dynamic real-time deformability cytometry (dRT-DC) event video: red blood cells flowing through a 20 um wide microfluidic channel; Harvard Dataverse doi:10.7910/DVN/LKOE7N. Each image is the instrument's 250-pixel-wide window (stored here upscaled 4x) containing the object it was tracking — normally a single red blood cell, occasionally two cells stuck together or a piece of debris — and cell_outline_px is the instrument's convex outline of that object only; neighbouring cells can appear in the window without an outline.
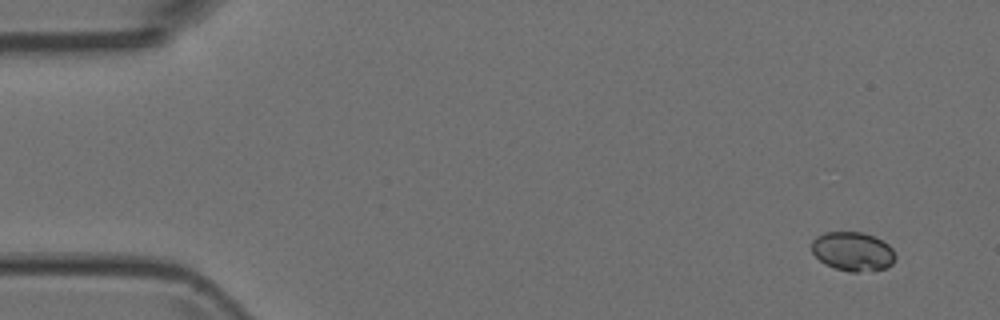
{"species": "Egyptian fruit bat (a non-hibernating species)", "species_latin": "Rousettus aegyptiacus", "temperature_condition": "room temperature", "stored_images_in_passage": 6, "camera_frame_rate_fps": 3000, "um_per_image_px": 0.085, "animal": {"sex": "female"}, "frame": {"image": 1, "passage_image": 1, "time_ms": 0.0, "image_size_px": [1000, 320], "cell_outline_px": [[896, 256], [892, 264], [888, 268], [856, 272], [852, 272], [836, 268], [824, 264], [812, 252], [812, 240], [816, 236], [824, 232], [860, 232], [872, 236], [888, 244], [892, 248]], "centroid_in_image_um": [72.48, 21.37], "position_along_channel_um": 12.5, "area_um2": 18.96}}
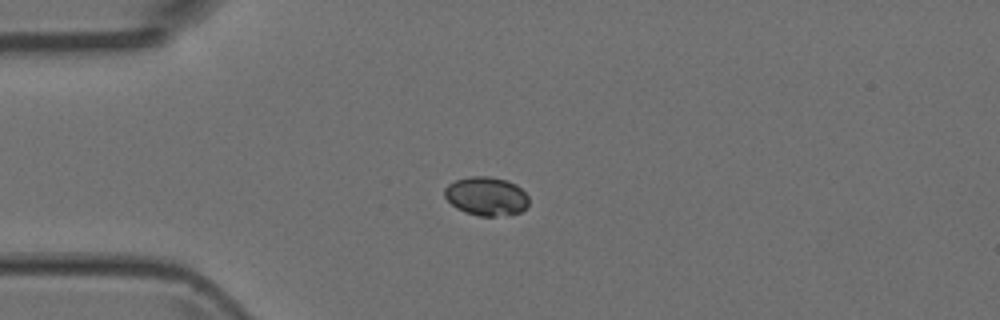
{"frame": {"image": 2, "passage_image": 4, "time_ms": 1.0, "image_size_px": [1000, 320], "cell_outline_px": [[528, 204], [520, 212], [508, 216], [480, 216], [464, 212], [456, 208], [444, 196], [444, 188], [448, 184], [456, 180], [472, 176], [488, 176], [508, 180], [516, 184], [528, 196]], "centroid_in_image_um": [41.33, 16.68], "position_along_channel_um": 43.7, "area_um2": 19.13}}
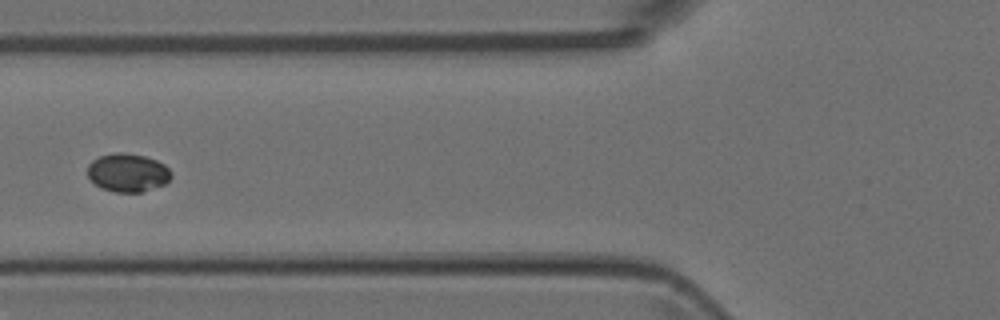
{"frame": {"image": 3, "passage_image": 6, "time_ms": 1.667, "image_size_px": [1000, 320], "cell_outline_px": [[172, 176], [164, 184], [144, 192], [116, 192], [100, 188], [88, 176], [88, 164], [92, 160], [100, 156], [116, 152], [124, 152], [144, 156], [156, 160], [164, 164], [172, 172]], "centroid_in_image_um": [10.86, 14.67], "position_along_channel_um": 114.9, "area_um2": 18.73}}